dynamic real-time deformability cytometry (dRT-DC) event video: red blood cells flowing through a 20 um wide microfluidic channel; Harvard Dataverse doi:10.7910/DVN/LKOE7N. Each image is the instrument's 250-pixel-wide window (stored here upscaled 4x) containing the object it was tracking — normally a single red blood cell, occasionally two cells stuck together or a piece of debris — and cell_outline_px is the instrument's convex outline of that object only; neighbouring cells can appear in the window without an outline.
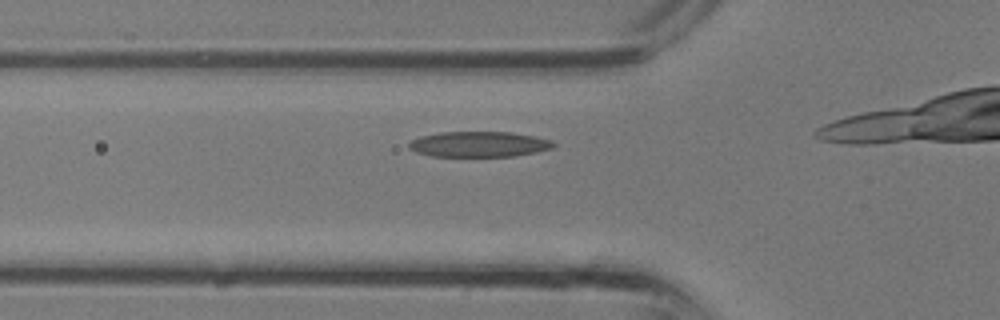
{"species": "common noctule bat (a hibernating species)", "species_latin": "Nyctalus noctula", "temperature_condition": "room temperature", "stored_images_in_passage": 11, "camera_frame_rate_fps": 3000, "um_per_image_px": 0.085, "animal": {"sex": "male", "body_mass_g": 13.3}, "frame": {"image": 1, "passage_image": 8, "time_ms": 2.333, "image_size_px": [1000, 320], "cell_outline_px": [[556, 144], [552, 148], [536, 152], [516, 156], [432, 156], [416, 152], [408, 148], [408, 144], [412, 140], [420, 136], [440, 132], [512, 132], [552, 140]], "centroid_in_image_um": [40.71, 12.26], "position_along_channel_um": 85.1, "area_um2": 21.44}}
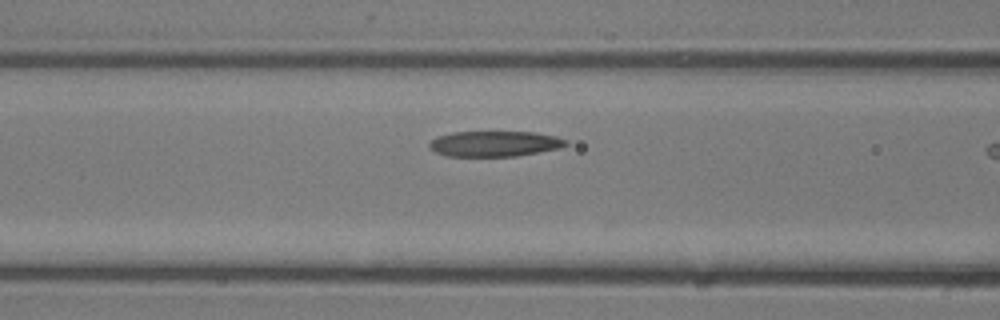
{"frame": {"image": 2, "passage_image": 10, "time_ms": 3.0, "image_size_px": [1000, 320], "cell_outline_px": [[568, 144], [560, 148], [516, 156], [444, 156], [428, 148], [428, 144], [436, 136], [452, 132], [536, 132], [556, 136], [568, 140]], "centroid_in_image_um": [42.03, 12.21], "position_along_channel_um": 124.6, "area_um2": 20.46}}